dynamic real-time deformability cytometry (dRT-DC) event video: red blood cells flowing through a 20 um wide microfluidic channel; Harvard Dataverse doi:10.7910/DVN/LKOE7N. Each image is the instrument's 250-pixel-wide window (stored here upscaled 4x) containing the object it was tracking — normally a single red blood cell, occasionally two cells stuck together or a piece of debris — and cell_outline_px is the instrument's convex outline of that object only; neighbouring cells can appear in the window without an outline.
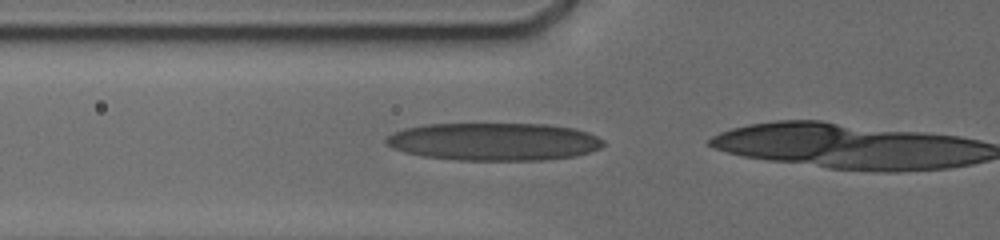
{"species": "human", "species_latin": "Homo sapiens", "temperature_condition": "cold", "stored_images_in_passage": 6, "camera_frame_rate_fps": 3000, "um_per_image_px": 0.085, "donor": {"sex": "male"}, "frame": {"image": 1, "passage_image": 3, "time_ms": 0.333, "image_size_px": [1000, 240], "cell_outline_px": [[604, 144], [600, 148], [576, 156], [544, 160], [456, 160], [424, 156], [404, 152], [392, 148], [384, 140], [392, 132], [404, 128], [424, 124], [548, 124], [572, 128], [588, 132], [604, 140]], "centroid_in_image_um": [41.97, 12.04], "position_along_channel_um": 83.8, "area_um2": 47.92}}